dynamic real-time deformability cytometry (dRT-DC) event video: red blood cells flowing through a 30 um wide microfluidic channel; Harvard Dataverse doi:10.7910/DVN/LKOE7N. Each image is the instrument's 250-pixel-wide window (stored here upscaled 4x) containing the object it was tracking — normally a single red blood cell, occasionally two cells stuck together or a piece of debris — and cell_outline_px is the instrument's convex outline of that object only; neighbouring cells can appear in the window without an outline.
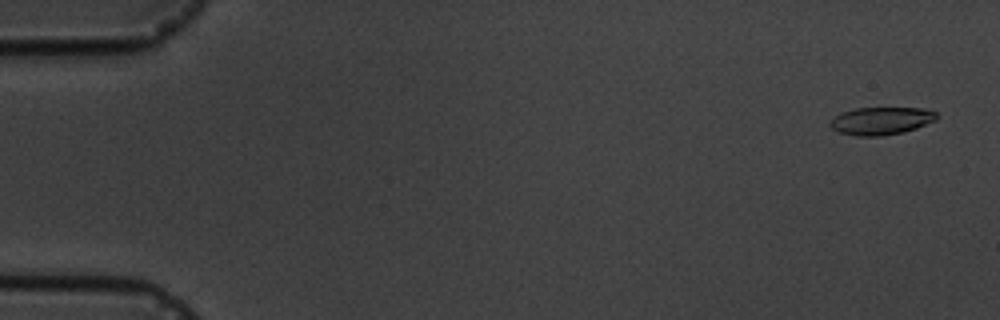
{"species": "common noctule bat (a hibernating species)", "species_latin": "Nyctalus noctula", "temperature_condition": "cold", "stored_images_in_passage": 4, "camera_frame_rate_fps": 3000, "um_per_image_px": 0.085, "animal": {"sex": "male", "body_mass_g": 19.5, "forearm_length_mm": 54.6}, "frame": {"image": 1, "passage_image": 1, "time_ms": 0.0, "image_size_px": [1000, 320], "cell_outline_px": [[936, 120], [916, 128], [904, 132], [880, 136], [856, 136], [840, 132], [832, 128], [828, 124], [840, 112], [856, 108], [924, 108], [936, 112]], "centroid_in_image_um": [74.89, 10.27], "position_along_channel_um": 10.1, "area_um2": 17.11}}
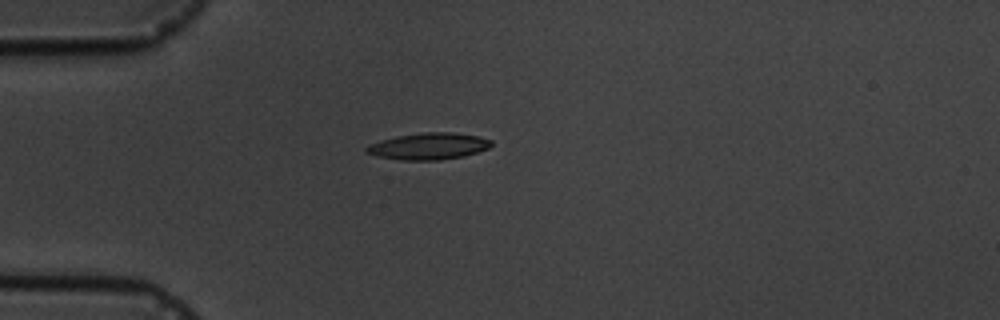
{"frame": {"image": 2, "passage_image": 4, "time_ms": 4.333, "image_size_px": [1000, 320], "cell_outline_px": [[492, 144], [488, 148], [464, 156], [440, 160], [404, 160], [376, 156], [364, 152], [364, 148], [368, 144], [380, 140], [396, 136], [420, 132], [452, 132], [480, 136], [492, 140]], "centroid_in_image_um": [36.4, 12.42], "position_along_channel_um": 48.6, "area_um2": 19.59}}